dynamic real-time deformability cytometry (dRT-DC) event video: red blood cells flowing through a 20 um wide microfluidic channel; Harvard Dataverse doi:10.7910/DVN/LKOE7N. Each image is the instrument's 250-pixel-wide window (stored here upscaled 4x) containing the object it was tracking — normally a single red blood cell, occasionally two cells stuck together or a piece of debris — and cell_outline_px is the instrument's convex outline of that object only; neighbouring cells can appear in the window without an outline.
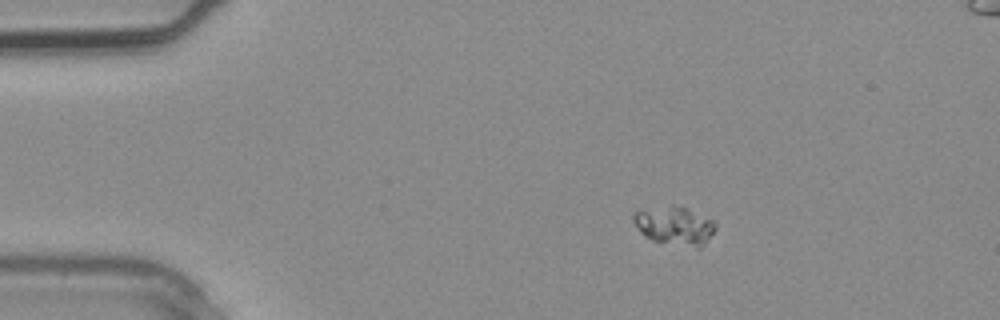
{"species": "common noctule bat (a hibernating species)", "species_latin": "Nyctalus noctula", "temperature_condition": "warm", "stored_images_in_passage": 5, "camera_frame_rate_fps": 3000, "um_per_image_px": 0.085, "animal": {"sex": "male", "body_mass_g": 20.4}, "frame": {"image": 1, "passage_image": 1, "time_ms": 0.0, "image_size_px": [1000, 320], "cell_outline_px": [[716, 228], [704, 244], [700, 248], [696, 248], [652, 240], [644, 236], [640, 232], [632, 220], [632, 212], [672, 204], [680, 204], [712, 220], [716, 224]], "centroid_in_image_um": [57.32, 19.16], "position_along_channel_um": 27.7, "area_um2": 18.55}}